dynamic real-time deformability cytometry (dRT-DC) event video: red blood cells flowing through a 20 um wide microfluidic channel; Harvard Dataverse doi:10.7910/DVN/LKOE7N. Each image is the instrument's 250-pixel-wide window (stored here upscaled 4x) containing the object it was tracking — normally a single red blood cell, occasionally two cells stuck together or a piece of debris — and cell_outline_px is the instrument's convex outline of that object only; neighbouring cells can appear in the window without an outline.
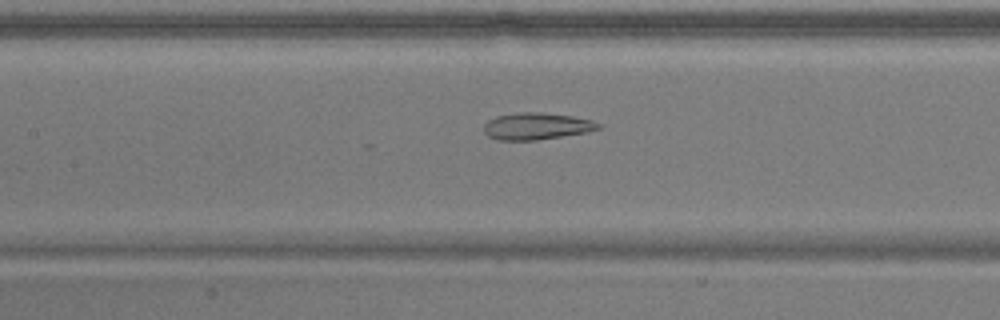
{"species": "common noctule bat (a hibernating species)", "species_latin": "Nyctalus noctula", "temperature_condition": "warm", "stored_images_in_passage": 54, "camera_frame_rate_fps": 3000, "um_per_image_px": 0.085, "animal": {"sex": "male", "body_mass_g": 17.9}, "frame": {"image": 1, "passage_image": 24, "time_ms": 7.667, "image_size_px": [1000, 320], "cell_outline_px": [[604, 128], [588, 132], [536, 140], [496, 140], [488, 136], [484, 132], [484, 124], [488, 120], [496, 116], [520, 112], [540, 112], [572, 116], [592, 120], [604, 124]], "centroid_in_image_um": [45.66, 10.72], "position_along_channel_um": 161.7, "area_um2": 18.15}}
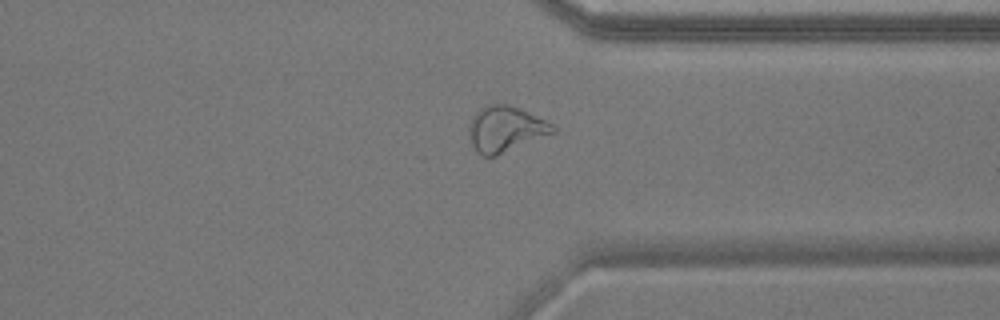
{"frame": {"image": 2, "passage_image": 41, "time_ms": 13.333, "image_size_px": [1000, 320], "cell_outline_px": [[556, 132], [496, 156], [484, 156], [472, 144], [468, 136], [468, 124], [472, 116], [480, 108], [492, 104], [508, 104], [544, 120], [552, 124], [556, 128]], "centroid_in_image_um": [42.94, 10.97], "position_along_channel_um": 368.5, "area_um2": 22.02}}
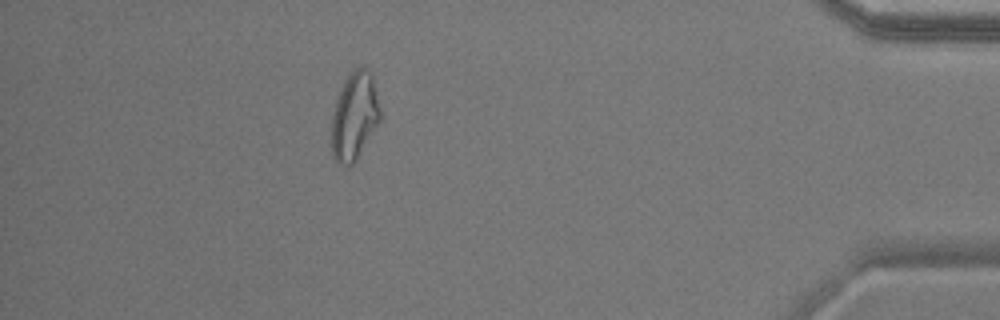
{"frame": {"image": 3, "passage_image": 48, "time_ms": 15.667, "image_size_px": [1000, 320], "cell_outline_px": [[380, 120], [356, 160], [352, 164], [340, 164], [332, 156], [332, 116], [336, 100], [348, 76], [356, 68], [368, 68], [372, 76], [380, 108]], "centroid_in_image_um": [30.13, 9.89], "position_along_channel_um": 405.1, "area_um2": 24.22}, "authors_computed_cell_mechanics": {"area_um2": 23.1778, "velocity_mm_per_s": 3.675, "shape_relaxation_time_tau1_ms": null, "shape_relaxation_time_tau2_ms": 2.6727, "deformation_change_tau1": null, "deformation_change_tau2": 0.1158}}